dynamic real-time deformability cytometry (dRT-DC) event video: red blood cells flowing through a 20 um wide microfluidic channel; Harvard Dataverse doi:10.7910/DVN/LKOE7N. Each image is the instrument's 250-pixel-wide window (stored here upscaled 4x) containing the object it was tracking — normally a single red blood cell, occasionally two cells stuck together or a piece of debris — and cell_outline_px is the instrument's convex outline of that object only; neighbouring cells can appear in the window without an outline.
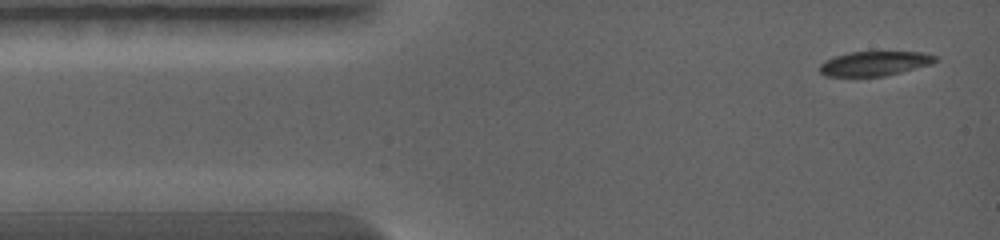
{"species": "common noctule bat (a hibernating species)", "species_latin": "Nyctalus noctula", "temperature_condition": "warm", "stored_images_in_passage": 10, "camera_frame_rate_fps": 5000, "um_per_image_px": 0.085, "animal": {"sex": "female", "body_mass_g": 19.0, "forearm_length_mm": 56.7}, "frame": {"image": 1, "passage_image": 1, "time_ms": 0.0, "image_size_px": [1000, 240], "cell_outline_px": [[936, 60], [932, 64], [884, 76], [824, 76], [820, 72], [820, 64], [824, 60], [836, 56], [852, 52], [924, 52], [936, 56]], "centroid_in_image_um": [74.33, 5.4], "position_along_channel_um": 10.7, "area_um2": 16.36}}
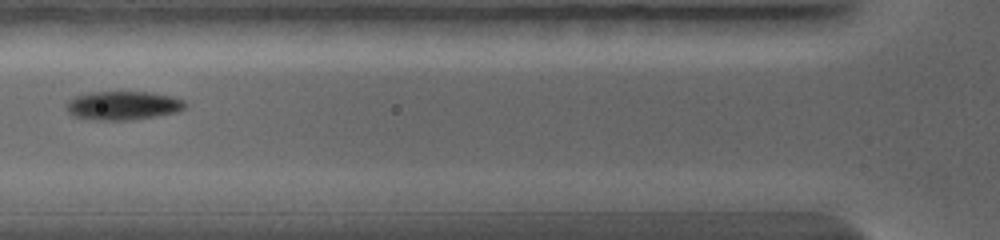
{"frame": {"image": 2, "passage_image": 9, "time_ms": 3.2, "image_size_px": [1000, 240], "cell_outline_px": [[188, 104], [184, 108], [176, 112], [156, 116], [128, 120], [92, 120], [72, 116], [68, 112], [64, 104], [68, 100], [76, 96], [92, 92], [148, 92], [172, 96], [184, 100]], "centroid_in_image_um": [10.43, 8.97], "position_along_channel_um": 115.4, "area_um2": 20.0}}
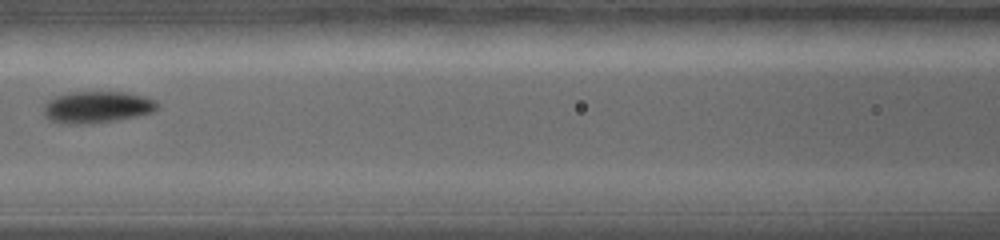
{"frame": {"image": 3, "passage_image": 10, "time_ms": 4.0, "image_size_px": [1000, 240], "cell_outline_px": [[160, 108], [152, 112], [136, 116], [116, 120], [92, 124], [60, 124], [48, 120], [44, 116], [44, 104], [48, 100], [56, 96], [68, 92], [124, 92], [144, 96], [160, 104]], "centroid_in_image_um": [8.21, 9.12], "position_along_channel_um": 158.4, "area_um2": 21.27}}